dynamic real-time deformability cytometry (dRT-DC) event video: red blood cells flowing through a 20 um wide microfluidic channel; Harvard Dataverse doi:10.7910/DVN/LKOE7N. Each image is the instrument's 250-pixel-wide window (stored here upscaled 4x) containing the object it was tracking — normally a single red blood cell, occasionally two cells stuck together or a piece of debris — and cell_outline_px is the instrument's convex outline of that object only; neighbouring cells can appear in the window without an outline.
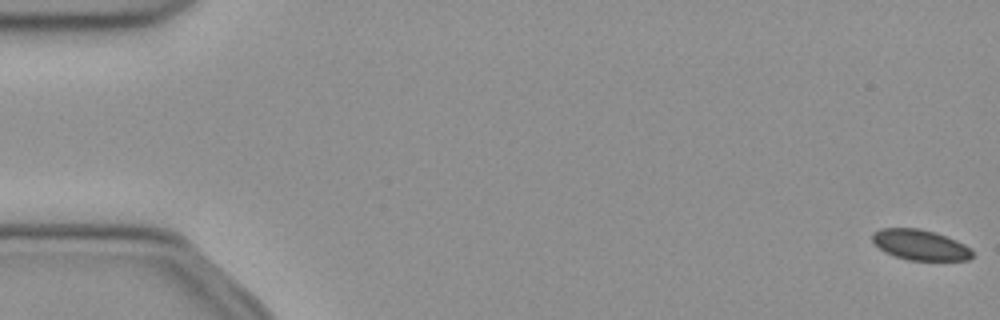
{"species": "common noctule bat (a hibernating species)", "species_latin": "Nyctalus noctula", "temperature_condition": "cold", "stored_images_in_passage": 53, "camera_frame_rate_fps": 3000, "um_per_image_px": 0.085, "animal": {"sex": "female", "body_mass_g": 21.9}, "frame": {"image": 1, "passage_image": 1, "time_ms": 0.0, "image_size_px": [1000, 320], "cell_outline_px": [[972, 256], [968, 260], [908, 260], [884, 252], [872, 244], [872, 232], [880, 228], [920, 228], [956, 240], [972, 248]], "centroid_in_image_um": [78.16, 20.81], "position_along_channel_um": 6.8, "area_um2": 17.8}}
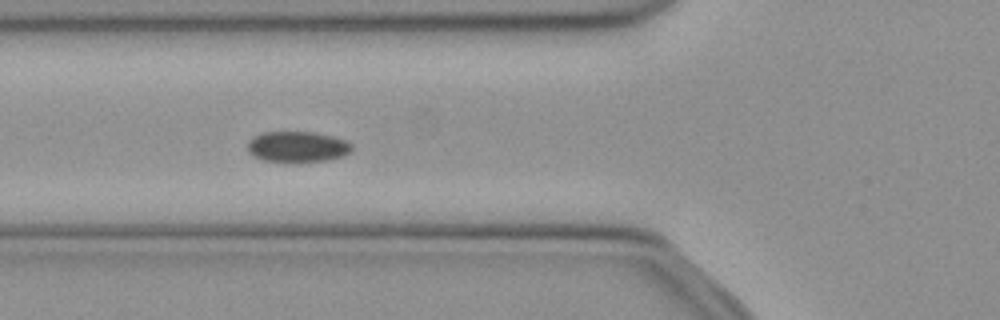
{"frame": {"image": 2, "passage_image": 20, "time_ms": 6.333, "image_size_px": [1000, 320], "cell_outline_px": [[352, 152], [344, 156], [328, 160], [292, 164], [260, 160], [252, 156], [248, 152], [248, 140], [252, 136], [260, 132], [316, 132], [348, 140], [352, 144]], "centroid_in_image_um": [25.27, 12.5], "position_along_channel_um": 100.5, "area_um2": 19.65}}
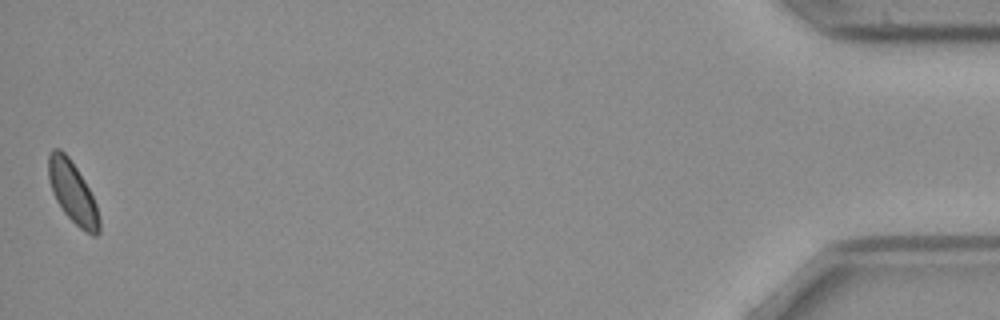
{"frame": {"image": 3, "passage_image": 53, "time_ms": 17.333, "image_size_px": [1000, 320], "cell_outline_px": [[100, 232], [96, 236], [92, 236], [84, 232], [64, 212], [56, 200], [52, 192], [48, 176], [48, 152], [52, 148], [60, 148], [68, 156], [84, 180], [96, 204], [100, 220]], "centroid_in_image_um": [6.17, 16.35], "position_along_channel_um": 429.0, "area_um2": 18.21}}